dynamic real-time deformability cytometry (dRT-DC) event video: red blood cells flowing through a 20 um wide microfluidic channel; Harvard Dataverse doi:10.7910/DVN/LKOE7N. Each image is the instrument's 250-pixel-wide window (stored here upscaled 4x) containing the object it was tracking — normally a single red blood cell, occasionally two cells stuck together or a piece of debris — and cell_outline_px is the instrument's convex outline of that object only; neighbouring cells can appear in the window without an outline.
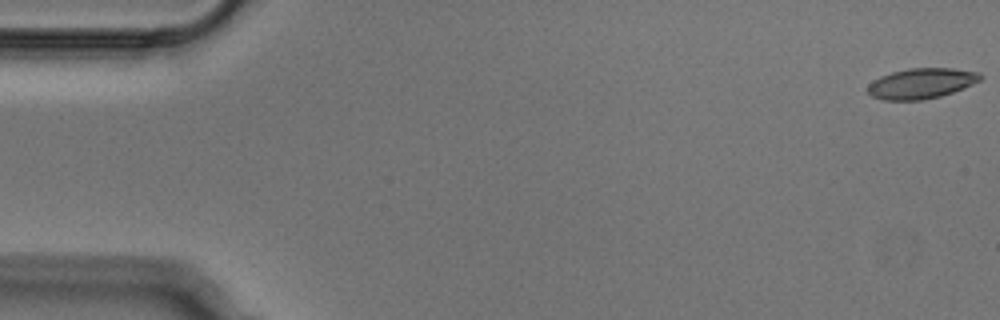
{"species": "Egyptian fruit bat (a non-hibernating species)", "species_latin": "Rousettus aegyptiacus", "temperature_condition": "cold", "stored_images_in_passage": 52, "camera_frame_rate_fps": 3000, "um_per_image_px": 0.085, "animal": {"sex": "male"}, "frame": {"image": 1, "passage_image": 1, "time_ms": 0.0, "image_size_px": [1000, 320], "cell_outline_px": [[984, 76], [980, 80], [972, 84], [952, 92], [940, 96], [924, 100], [884, 100], [872, 96], [868, 92], [868, 84], [872, 80], [880, 76], [892, 72], [908, 68], [952, 68], [980, 72]], "centroid_in_image_um": [78.31, 7.08], "position_along_channel_um": 6.7, "area_um2": 20.0}}
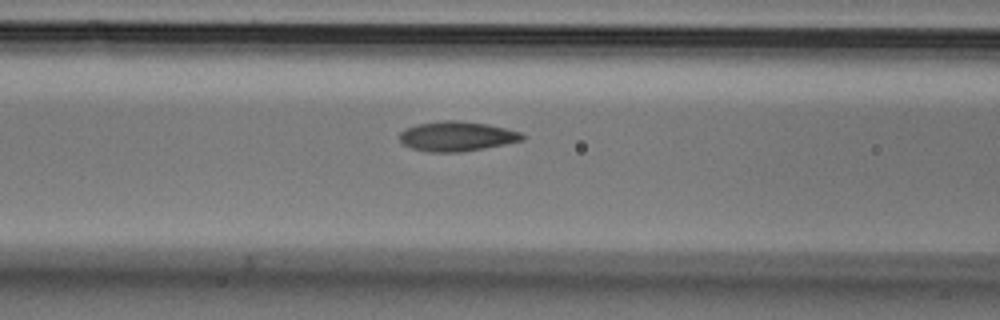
{"frame": {"image": 2, "passage_image": 21, "time_ms": 6.667, "image_size_px": [1000, 320], "cell_outline_px": [[524, 140], [464, 152], [428, 152], [412, 148], [404, 144], [400, 140], [400, 132], [404, 128], [416, 124], [444, 120], [456, 120], [488, 124], [520, 132], [524, 136]], "centroid_in_image_um": [38.8, 11.58], "position_along_channel_um": 127.8, "area_um2": 21.27}}
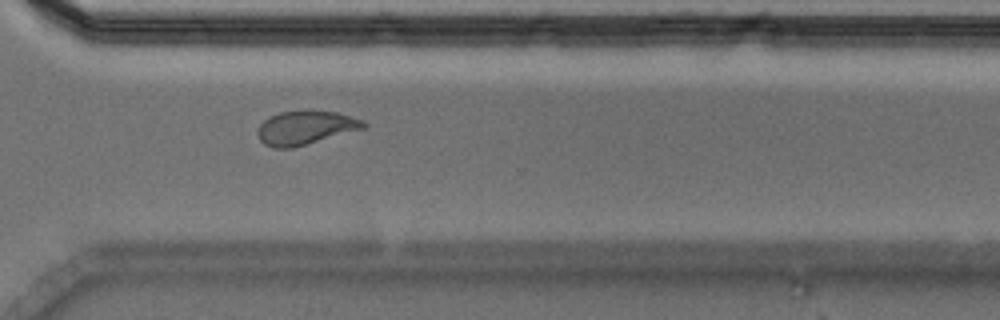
{"frame": {"image": 3, "passage_image": 38, "time_ms": 12.333, "image_size_px": [1000, 320], "cell_outline_px": [[368, 124], [364, 128], [292, 148], [272, 148], [264, 144], [256, 136], [256, 128], [268, 116], [280, 112], [304, 108], [308, 108], [336, 112], [364, 120]], "centroid_in_image_um": [25.91, 10.82], "position_along_channel_um": 344.7, "area_um2": 21.44}}